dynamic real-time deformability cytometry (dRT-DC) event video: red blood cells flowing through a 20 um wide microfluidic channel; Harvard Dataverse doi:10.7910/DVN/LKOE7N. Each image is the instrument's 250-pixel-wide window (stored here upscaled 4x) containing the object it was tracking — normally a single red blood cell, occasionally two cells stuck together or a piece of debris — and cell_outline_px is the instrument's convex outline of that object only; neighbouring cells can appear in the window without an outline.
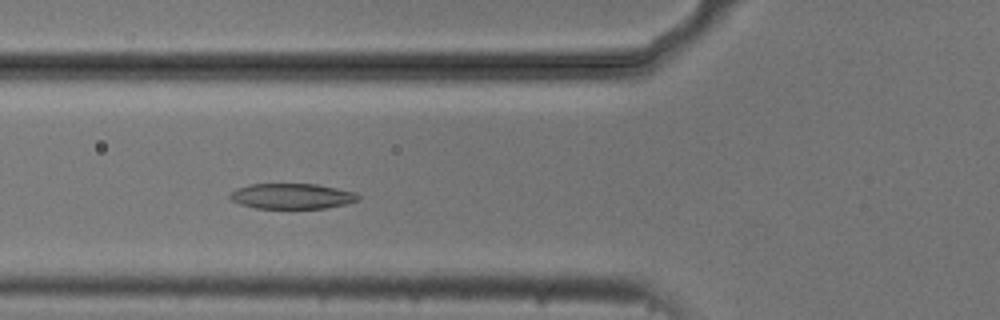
{"species": "common noctule bat (a hibernating species)", "species_latin": "Nyctalus noctula", "temperature_condition": "cold", "stored_images_in_passage": 51, "camera_frame_rate_fps": 3000, "um_per_image_px": 0.085, "animal": {"sex": "male", "body_mass_g": 20.5, "forearm_length_mm": 52.5}, "frame": {"image": 1, "passage_image": 17, "time_ms": 5.333, "image_size_px": [1000, 320], "cell_outline_px": [[360, 200], [328, 208], [256, 208], [240, 204], [232, 200], [228, 196], [236, 188], [248, 184], [316, 184], [356, 192], [360, 196]], "centroid_in_image_um": [24.82, 16.67], "position_along_channel_um": 101.0, "area_um2": 19.02}}
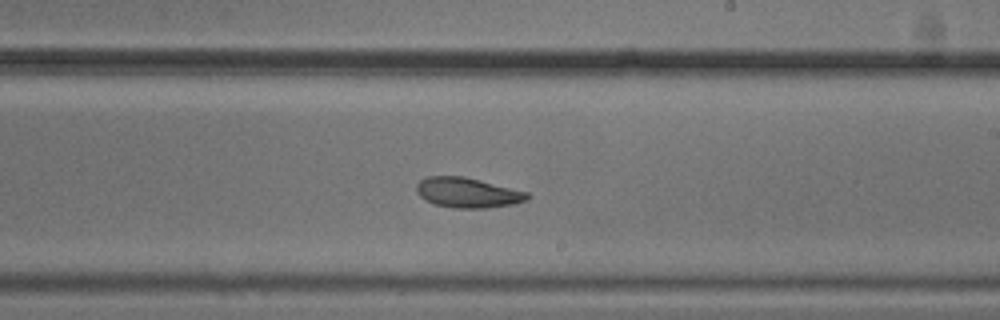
{"frame": {"image": 2, "passage_image": 29, "time_ms": 9.333, "image_size_px": [1000, 320], "cell_outline_px": [[532, 196], [528, 200], [512, 204], [484, 208], [456, 208], [436, 204], [424, 200], [416, 192], [416, 184], [420, 180], [428, 176], [464, 176], [528, 192]], "centroid_in_image_um": [39.74, 16.37], "position_along_channel_um": 249.3, "area_um2": 19.42}}
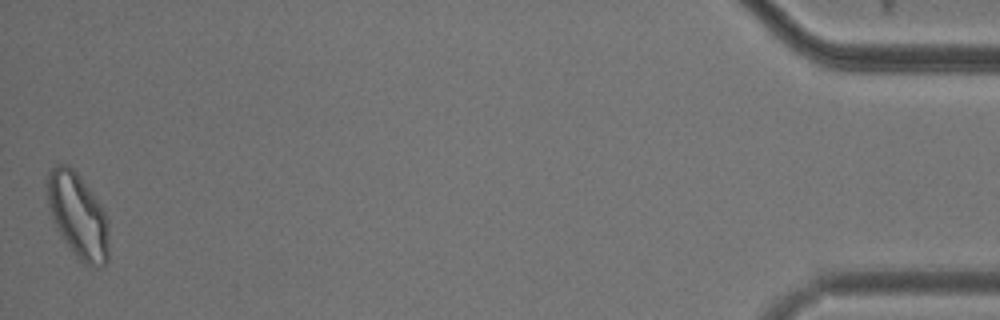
{"frame": {"image": 3, "passage_image": 51, "time_ms": 16.667, "image_size_px": [1000, 320], "cell_outline_px": [[108, 264], [104, 268], [92, 268], [76, 260], [52, 220], [48, 208], [44, 184], [48, 172], [56, 164], [68, 164], [80, 176], [104, 208], [108, 220]], "centroid_in_image_um": [6.61, 18.36], "position_along_channel_um": 428.6, "area_um2": 31.62}, "authors_computed_cell_mechanics": {"area_um2": 20.4034, "velocity_mm_per_s": 3.6916, "shape_relaxation_time_tau1_ms": 4.5537, "shape_relaxation_time_tau2_ms": 3.8178, "deformation_change_tau1": 0.1132, "deformation_change_tau2": 0.097}}